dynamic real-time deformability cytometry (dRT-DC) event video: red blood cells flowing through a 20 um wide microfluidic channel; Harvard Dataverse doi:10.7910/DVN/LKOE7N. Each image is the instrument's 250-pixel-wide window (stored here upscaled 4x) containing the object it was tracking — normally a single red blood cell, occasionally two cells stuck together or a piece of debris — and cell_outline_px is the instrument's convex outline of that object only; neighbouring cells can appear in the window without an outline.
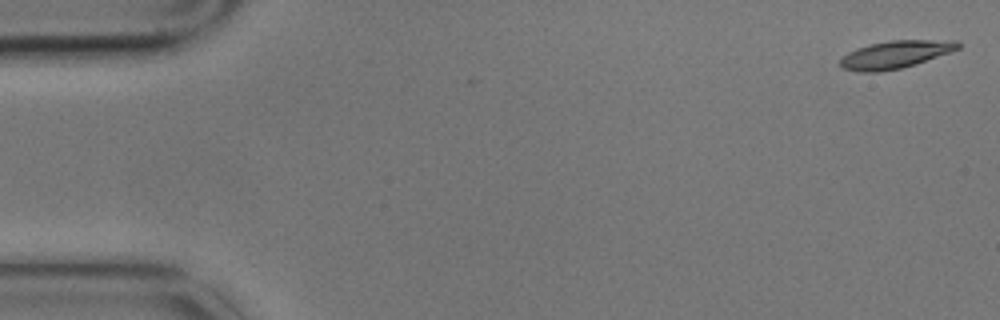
{"species": "common noctule bat (a hibernating species)", "species_latin": "Nyctalus noctula", "temperature_condition": "cold", "stored_images_in_passage": 15, "camera_frame_rate_fps": 3000, "um_per_image_px": 0.085, "animal": {"sex": "male", "body_mass_g": 17.9}, "frame": {"image": 1, "passage_image": 1, "time_ms": 0.0, "image_size_px": [1000, 320], "cell_outline_px": [[960, 48], [916, 64], [900, 68], [880, 72], [860, 72], [840, 68], [840, 60], [848, 52], [872, 44], [892, 40], [956, 40], [960, 44]], "centroid_in_image_um": [76.1, 4.64], "position_along_channel_um": 8.9, "area_um2": 18.73}}
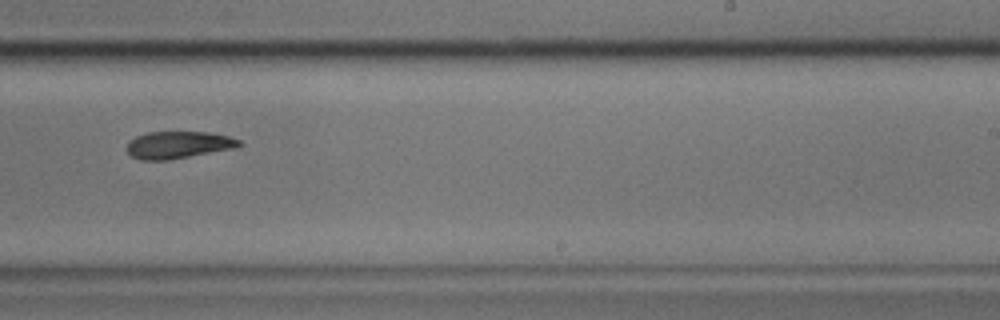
{"frame": {"image": 2, "passage_image": 10, "time_ms": 3.0, "image_size_px": [1000, 320], "cell_outline_px": [[244, 144], [232, 148], [168, 160], [140, 160], [132, 156], [128, 152], [128, 140], [136, 136], [148, 132], [208, 132], [228, 136], [240, 140]], "centroid_in_image_um": [15.13, 12.31], "position_along_channel_um": 273.9, "area_um2": 17.57}}
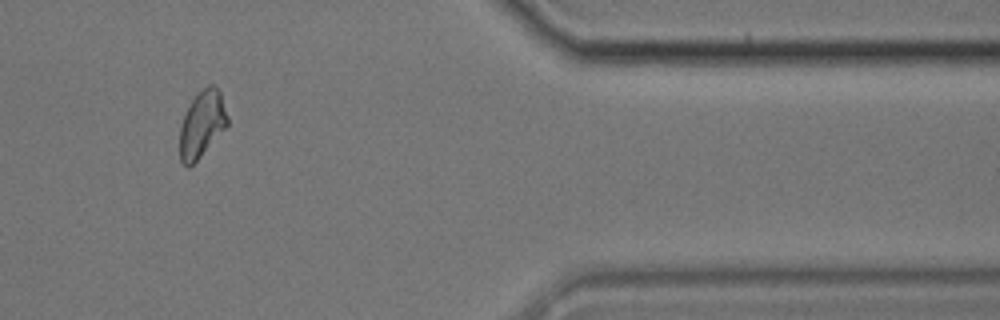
{"frame": {"image": 3, "passage_image": 13, "time_ms": 4.0, "image_size_px": [1000, 320], "cell_outline_px": [[228, 124], [200, 156], [188, 168], [180, 160], [180, 124], [192, 100], [208, 84], [212, 84], [220, 92], [228, 116]], "centroid_in_image_um": [17.16, 10.55], "position_along_channel_um": 394.2, "area_um2": 17.98}}